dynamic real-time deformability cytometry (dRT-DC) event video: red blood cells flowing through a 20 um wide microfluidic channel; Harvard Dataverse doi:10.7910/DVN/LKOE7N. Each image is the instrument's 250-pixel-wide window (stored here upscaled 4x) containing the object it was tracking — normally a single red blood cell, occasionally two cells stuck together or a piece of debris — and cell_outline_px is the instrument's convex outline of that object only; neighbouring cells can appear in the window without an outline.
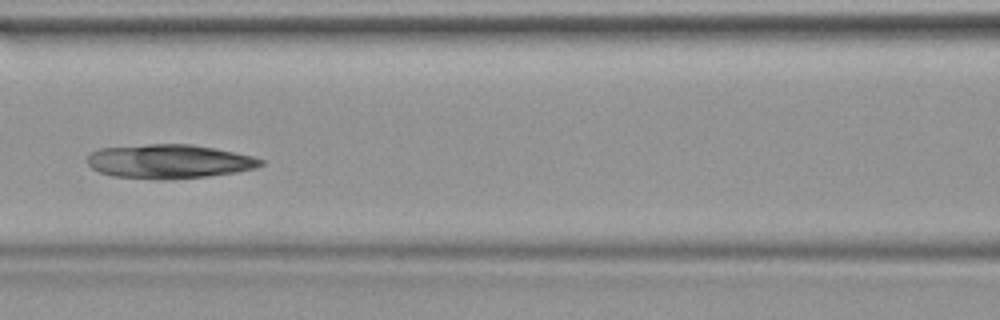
{"species": "common noctule bat (a hibernating species)", "species_latin": "Nyctalus noctula", "temperature_condition": "warm", "stored_images_in_passage": 19, "camera_frame_rate_fps": 3000, "um_per_image_px": 0.085, "animal": {"sex": "female", "body_mass_g": 19.9}, "frame": {"image": 1, "passage_image": 14, "time_ms": 4.333, "image_size_px": [1000, 320], "cell_outline_px": [[264, 164], [256, 168], [236, 172], [208, 176], [168, 180], [160, 180], [112, 176], [100, 172], [92, 168], [88, 164], [88, 156], [92, 152], [100, 148], [148, 144], [192, 144], [216, 148], [252, 156], [264, 160]], "centroid_in_image_um": [14.39, 13.72], "position_along_channel_um": 152.2, "area_um2": 34.56}}
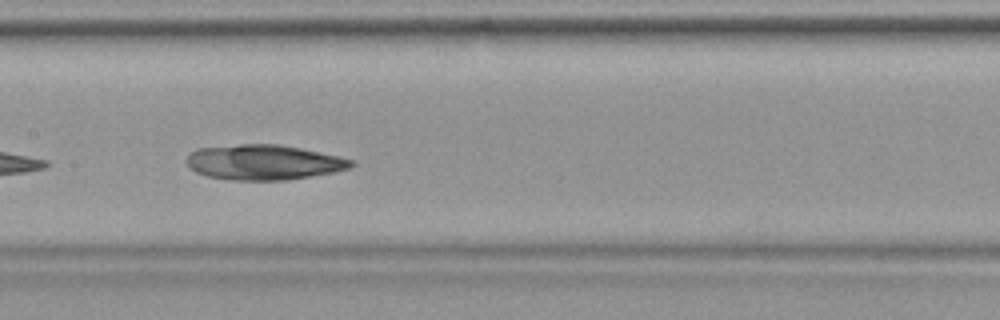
{"frame": {"image": 2, "passage_image": 16, "time_ms": 5.0, "image_size_px": [1000, 320], "cell_outline_px": [[356, 164], [352, 168], [332, 172], [284, 180], [232, 180], [208, 176], [196, 172], [184, 160], [188, 152], [196, 148], [240, 144], [280, 144], [340, 156], [356, 160]], "centroid_in_image_um": [22.42, 13.78], "position_along_channel_um": 185.0, "area_um2": 33.87}}